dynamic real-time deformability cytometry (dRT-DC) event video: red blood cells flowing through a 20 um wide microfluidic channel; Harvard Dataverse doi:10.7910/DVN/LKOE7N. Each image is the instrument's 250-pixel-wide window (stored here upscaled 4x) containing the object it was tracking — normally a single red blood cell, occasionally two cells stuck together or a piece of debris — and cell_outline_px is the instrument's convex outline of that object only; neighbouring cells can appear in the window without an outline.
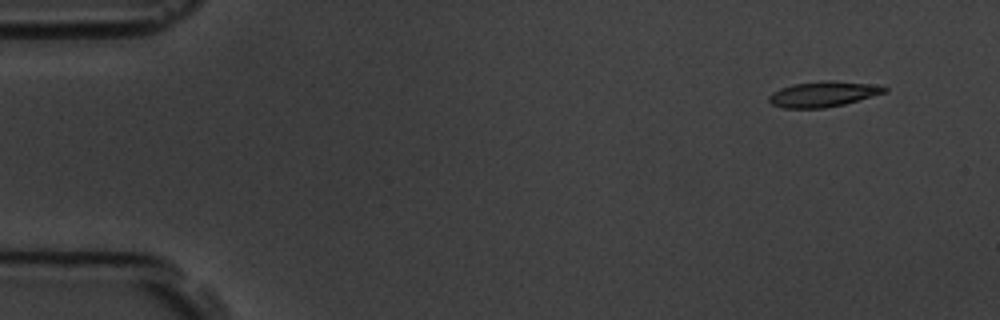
{"species": "common noctule bat (a hibernating species)", "species_latin": "Nyctalus noctula", "temperature_condition": "room temperature", "stored_images_in_passage": 4, "camera_frame_rate_fps": 3000, "um_per_image_px": 0.085, "animal": {"sex": "male", "body_mass_g": 19.5, "forearm_length_mm": 54.6}, "frame": {"image": 1, "passage_image": 1, "time_ms": 0.0, "image_size_px": [1000, 320], "cell_outline_px": [[888, 92], [844, 104], [824, 108], [784, 108], [772, 104], [768, 100], [768, 96], [772, 92], [780, 88], [792, 84], [824, 80], [884, 84], [888, 88]], "centroid_in_image_um": [70.03, 7.98], "position_along_channel_um": 15.0, "area_um2": 17.46}}
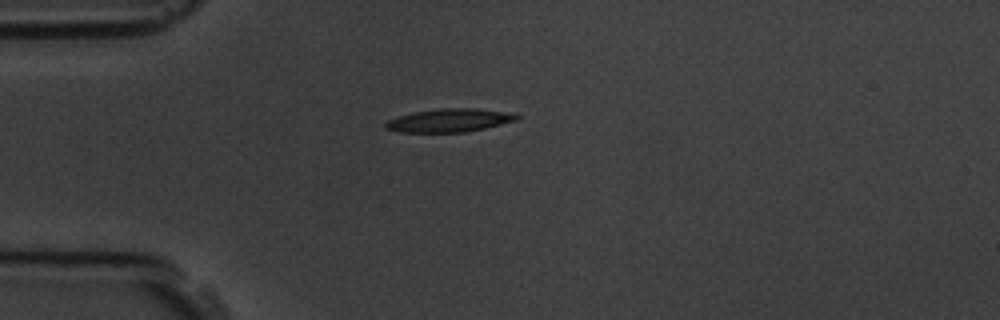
{"frame": {"image": 2, "passage_image": 4, "time_ms": 3.333, "image_size_px": [1000, 320], "cell_outline_px": [[520, 116], [516, 120], [468, 132], [400, 132], [384, 128], [384, 124], [388, 120], [412, 112], [440, 108], [476, 108], [500, 112]], "centroid_in_image_um": [38.11, 10.24], "position_along_channel_um": 46.9, "area_um2": 17.46}}